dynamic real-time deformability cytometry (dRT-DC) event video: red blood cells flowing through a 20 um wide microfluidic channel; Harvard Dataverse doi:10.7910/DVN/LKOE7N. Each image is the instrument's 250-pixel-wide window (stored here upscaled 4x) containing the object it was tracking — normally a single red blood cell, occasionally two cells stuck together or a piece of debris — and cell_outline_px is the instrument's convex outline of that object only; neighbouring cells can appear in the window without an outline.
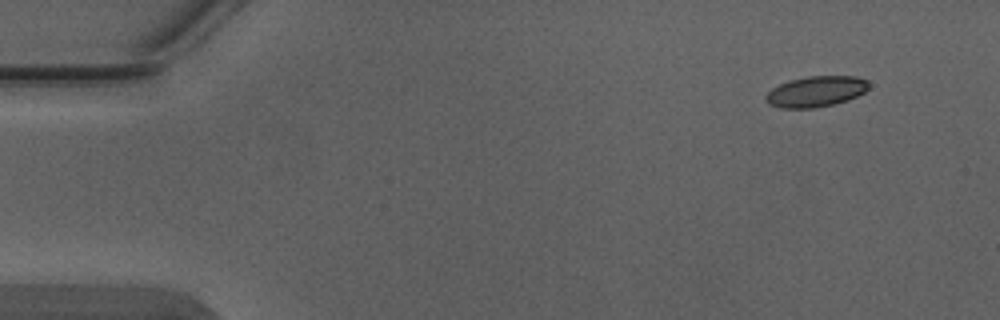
{"species": "Egyptian fruit bat (a non-hibernating species)", "species_latin": "Rousettus aegyptiacus", "temperature_condition": "warm", "stored_images_in_passage": 4, "camera_frame_rate_fps": 3000, "um_per_image_px": 0.085, "animal": {"sex": "male"}, "frame": {"image": 1, "passage_image": 1, "time_ms": 0.0, "image_size_px": [1000, 320], "cell_outline_px": [[868, 88], [864, 92], [848, 100], [816, 108], [780, 108], [768, 104], [764, 100], [764, 96], [772, 88], [788, 80], [808, 76], [856, 76], [868, 80]], "centroid_in_image_um": [69.32, 7.78], "position_along_channel_um": 15.7, "area_um2": 18.55}}
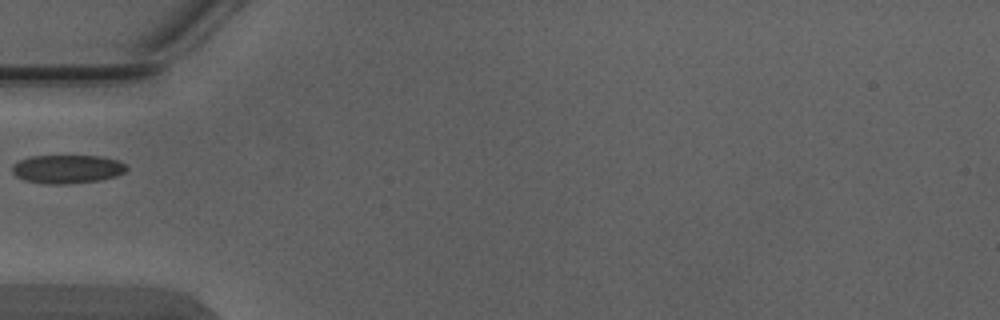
{"frame": {"image": 2, "passage_image": 4, "time_ms": 1.0, "image_size_px": [1000, 320], "cell_outline_px": [[128, 168], [124, 172], [116, 176], [100, 180], [64, 184], [44, 184], [24, 180], [16, 176], [12, 172], [12, 164], [28, 156], [100, 156], [116, 160], [128, 164]], "centroid_in_image_um": [5.7, 14.37], "position_along_channel_um": 79.3, "area_um2": 19.13}}